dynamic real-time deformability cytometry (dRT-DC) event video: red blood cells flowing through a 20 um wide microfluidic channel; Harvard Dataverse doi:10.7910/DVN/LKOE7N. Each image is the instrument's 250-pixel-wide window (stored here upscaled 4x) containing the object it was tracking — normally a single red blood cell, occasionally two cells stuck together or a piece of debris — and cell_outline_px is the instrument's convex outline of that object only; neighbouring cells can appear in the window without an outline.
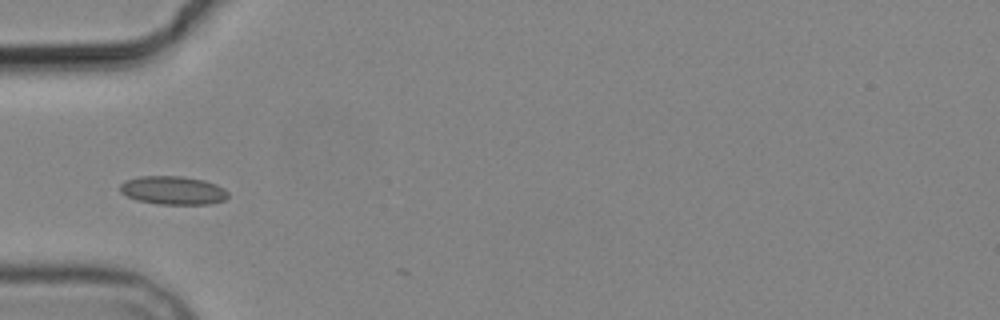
{"species": "common noctule bat (a hibernating species)", "species_latin": "Nyctalus noctula", "temperature_condition": "cold", "stored_images_in_passage": 6, "camera_frame_rate_fps": 3000, "um_per_image_px": 0.085, "animal": {"sex": "male", "body_mass_g": 19.2, "forearm_length_mm": 51.8}, "frame": {"image": 1, "passage_image": 4, "time_ms": 3.667, "image_size_px": [1000, 320], "cell_outline_px": [[228, 196], [224, 200], [208, 204], [160, 204], [136, 200], [120, 192], [120, 184], [124, 180], [140, 176], [184, 176], [204, 180], [216, 184], [224, 188], [228, 192]], "centroid_in_image_um": [14.7, 16.17], "position_along_channel_um": 70.3, "area_um2": 17.98}}
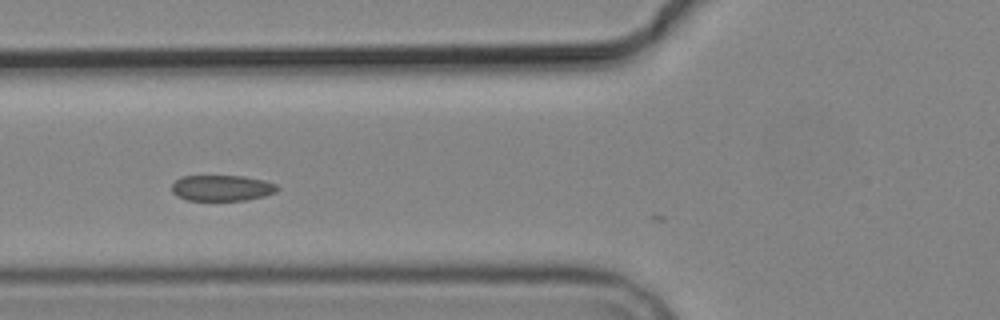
{"frame": {"image": 2, "passage_image": 5, "time_ms": 4.667, "image_size_px": [1000, 320], "cell_outline_px": [[280, 188], [276, 192], [264, 196], [244, 200], [188, 200], [176, 196], [172, 192], [172, 184], [180, 176], [244, 176], [264, 180], [276, 184]], "centroid_in_image_um": [18.86, 15.97], "position_along_channel_um": 106.9, "area_um2": 15.95}}